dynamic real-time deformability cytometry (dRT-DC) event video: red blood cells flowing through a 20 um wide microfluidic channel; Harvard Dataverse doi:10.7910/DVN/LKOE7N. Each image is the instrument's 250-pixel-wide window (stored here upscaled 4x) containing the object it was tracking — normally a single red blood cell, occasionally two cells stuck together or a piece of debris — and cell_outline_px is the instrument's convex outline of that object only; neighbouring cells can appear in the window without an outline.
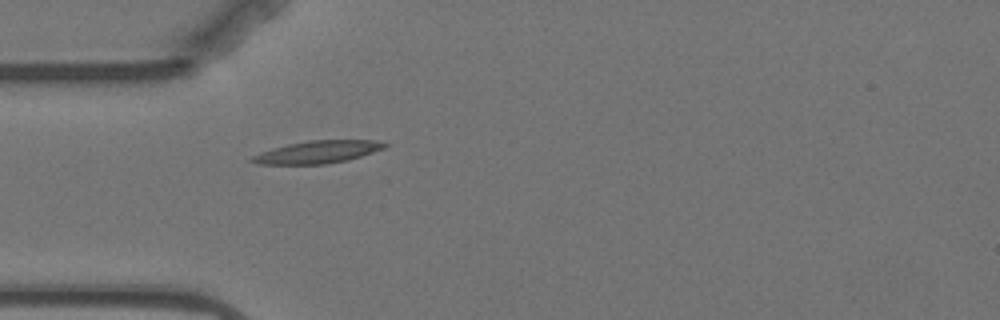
{"species": "Egyptian fruit bat (a non-hibernating species)", "species_latin": "Rousettus aegyptiacus", "temperature_condition": "warm", "stored_images_in_passage": 42, "camera_frame_rate_fps": 3000, "um_per_image_px": 0.085, "animal": {"sex": "female"}, "frame": {"image": 1, "passage_image": 1, "time_ms": 0.0, "image_size_px": [1000, 320], "cell_outline_px": [[388, 144], [384, 148], [348, 160], [324, 164], [256, 164], [248, 160], [252, 156], [260, 152], [272, 148], [288, 144], [308, 140], [372, 140]], "centroid_in_image_um": [26.93, 12.92], "position_along_channel_um": 58.1, "area_um2": 17.28}}
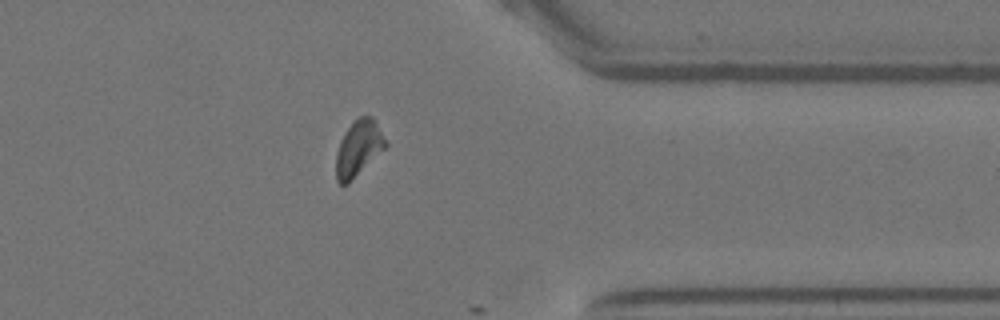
{"frame": {"image": 2, "passage_image": 30, "time_ms": 9.667, "image_size_px": [1000, 320], "cell_outline_px": [[388, 144], [348, 184], [340, 184], [336, 180], [336, 152], [340, 140], [344, 132], [360, 116], [372, 116]], "centroid_in_image_um": [30.44, 12.62], "position_along_channel_um": 381.0, "area_um2": 15.72}}
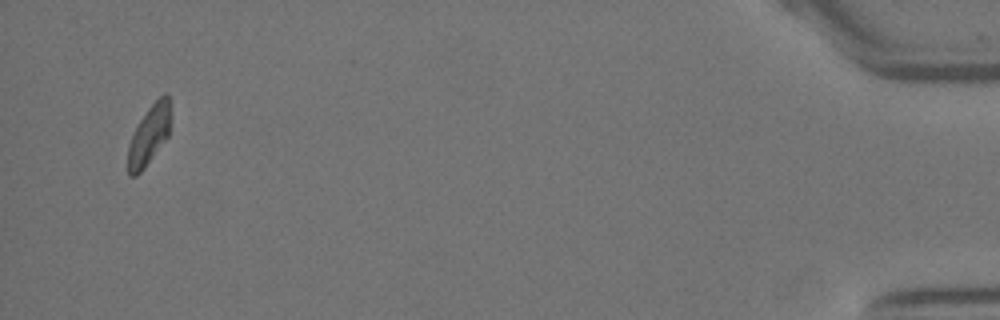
{"frame": {"image": 3, "passage_image": 40, "time_ms": 13.0, "image_size_px": [1000, 320], "cell_outline_px": [[168, 136], [144, 168], [136, 176], [128, 176], [128, 144], [140, 120], [148, 108], [164, 92], [168, 92]], "centroid_in_image_um": [12.63, 11.51], "position_along_channel_um": 422.6, "area_um2": 14.22}}